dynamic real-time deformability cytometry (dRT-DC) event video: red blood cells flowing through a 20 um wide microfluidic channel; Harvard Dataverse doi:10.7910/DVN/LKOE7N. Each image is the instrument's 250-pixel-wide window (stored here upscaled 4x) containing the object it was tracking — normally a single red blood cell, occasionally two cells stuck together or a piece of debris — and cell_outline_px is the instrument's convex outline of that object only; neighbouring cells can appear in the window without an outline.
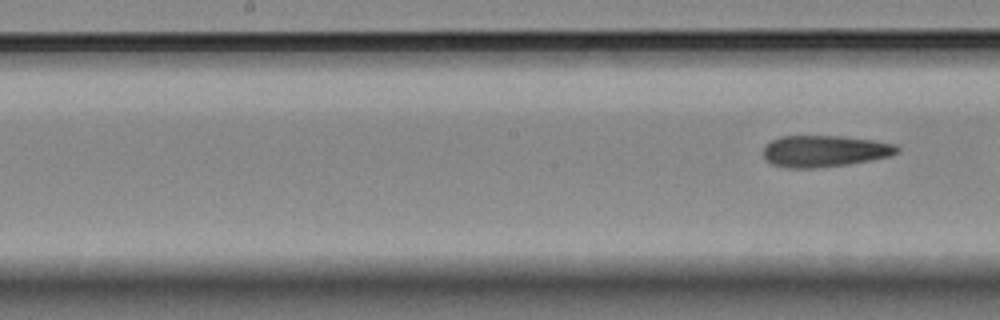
{"species": "Egyptian fruit bat (a non-hibernating species)", "species_latin": "Rousettus aegyptiacus", "temperature_condition": "room temperature", "stored_images_in_passage": 11, "segment_of_instrument_passage": [2, 2], "camera_frame_rate_fps": 3000, "um_per_image_px": 0.085, "animal": {"sex": "female"}, "frame": {"image": 1, "passage_image": 11, "time_ms": 12.0, "image_size_px": [1000, 320], "cell_outline_px": [[900, 148], [896, 152], [888, 156], [848, 164], [812, 168], [788, 168], [772, 164], [764, 160], [764, 148], [772, 140], [780, 136], [844, 136], [872, 140], [896, 144]], "centroid_in_image_um": [70.05, 12.84], "position_along_channel_um": 178.1, "area_um2": 24.39}}